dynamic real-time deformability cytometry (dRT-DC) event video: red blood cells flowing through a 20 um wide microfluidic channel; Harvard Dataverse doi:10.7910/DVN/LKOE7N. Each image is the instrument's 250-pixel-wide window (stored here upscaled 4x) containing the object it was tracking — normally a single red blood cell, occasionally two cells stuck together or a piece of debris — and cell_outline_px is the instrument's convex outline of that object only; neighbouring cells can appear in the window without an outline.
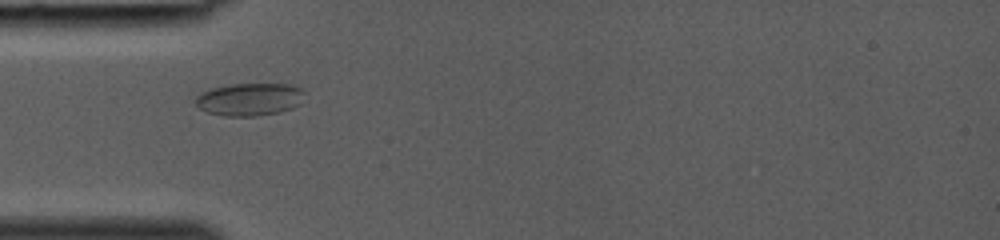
{"species": "common noctule bat (a hibernating species)", "species_latin": "Nyctalus noctula", "temperature_condition": "room temperature", "stored_images_in_passage": 27, "camera_frame_rate_fps": 3000, "um_per_image_px": 0.085, "animal": {"sex": "female", "body_mass_g": 19.0, "forearm_length_mm": 53.3}, "frame": {"image": 1, "passage_image": 1, "time_ms": 0.0, "image_size_px": [1000, 240], "cell_outline_px": [[308, 92], [300, 104], [292, 108], [280, 112], [256, 116], [224, 116], [208, 112], [200, 108], [196, 104], [196, 96], [200, 92], [212, 88], [232, 84], [288, 84], [300, 88]], "centroid_in_image_um": [21.26, 8.44], "position_along_channel_um": 63.7, "area_um2": 20.92}}
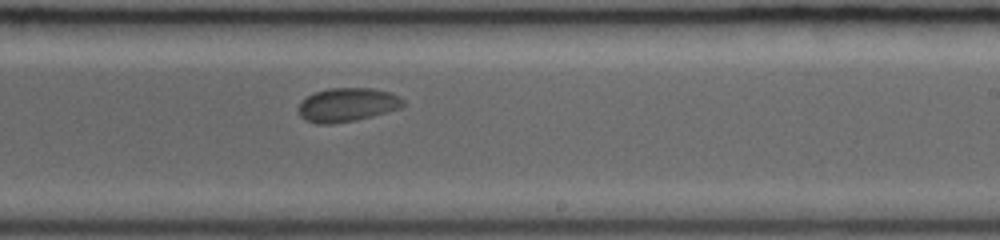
{"frame": {"image": 2, "passage_image": 13, "time_ms": 4.0, "image_size_px": [1000, 240], "cell_outline_px": [[404, 104], [400, 108], [372, 116], [356, 120], [332, 124], [316, 124], [304, 120], [300, 116], [296, 108], [308, 96], [316, 92], [328, 88], [368, 88], [392, 92], [400, 96], [404, 100]], "centroid_in_image_um": [29.51, 8.91], "position_along_channel_um": 259.5, "area_um2": 20.69}}
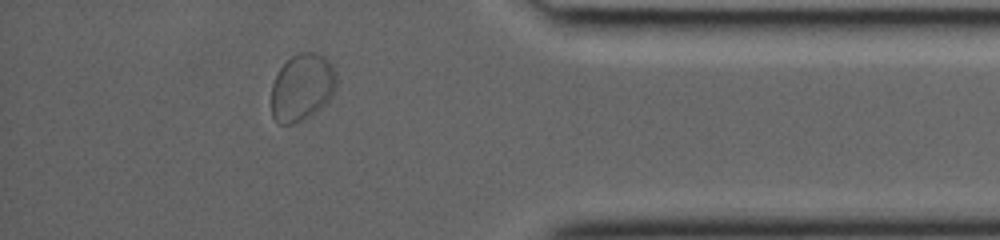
{"frame": {"image": 3, "passage_image": 23, "time_ms": 7.333, "image_size_px": [1000, 240], "cell_outline_px": [[336, 84], [332, 96], [324, 104], [308, 116], [292, 124], [280, 124], [272, 116], [272, 84], [280, 68], [292, 56], [300, 52], [312, 52], [324, 56], [332, 64], [336, 72]], "centroid_in_image_um": [25.68, 7.4], "position_along_channel_um": 409.5, "area_um2": 25.14}}